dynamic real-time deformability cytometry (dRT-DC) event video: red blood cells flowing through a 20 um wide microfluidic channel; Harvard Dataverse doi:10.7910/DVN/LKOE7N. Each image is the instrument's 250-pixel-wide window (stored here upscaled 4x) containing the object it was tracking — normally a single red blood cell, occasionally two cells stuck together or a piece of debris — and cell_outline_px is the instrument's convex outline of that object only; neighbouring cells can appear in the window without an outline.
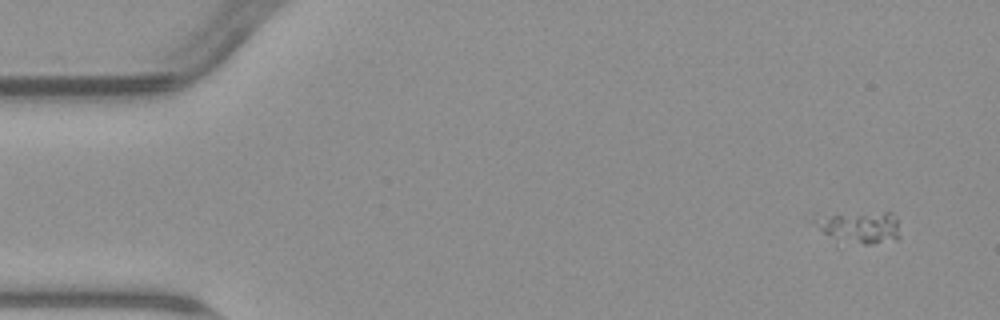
{"species": "common noctule bat (a hibernating species)", "species_latin": "Nyctalus noctula", "temperature_condition": "warm", "stored_images_in_passage": 7, "camera_frame_rate_fps": 3000, "um_per_image_px": 0.085, "animal": {"sex": "male", "body_mass_g": 23.1, "forearm_length_mm": 52.7}, "frame": {"image": 1, "passage_image": 1, "time_ms": 0.0, "image_size_px": [1000, 320], "cell_outline_px": [[900, 236], [896, 240], [868, 244], [864, 244], [832, 236], [824, 232], [812, 220], [832, 216], [884, 212], [892, 212], [896, 216]], "centroid_in_image_um": [73.26, 19.32], "position_along_channel_um": 11.7, "area_um2": 14.62}}
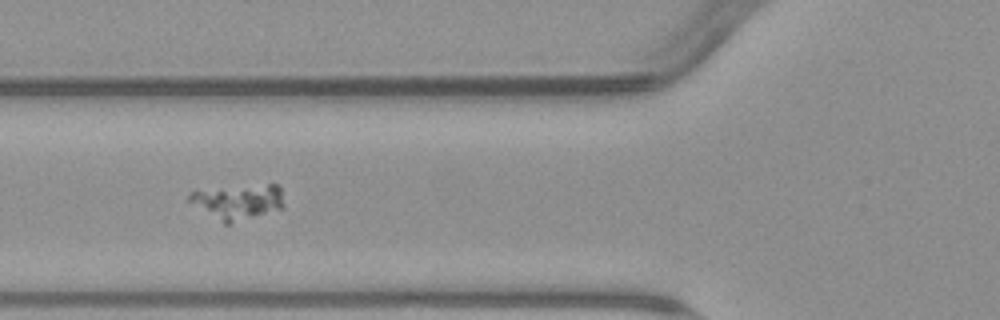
{"frame": {"image": 2, "passage_image": 5, "time_ms": 5.667, "image_size_px": [1000, 320], "cell_outline_px": [[284, 208], [228, 224], [224, 224], [188, 200], [188, 196], [192, 192], [268, 184], [276, 184], [280, 188], [284, 204]], "centroid_in_image_um": [20.3, 17.17], "position_along_channel_um": 105.5, "area_um2": 18.5}}
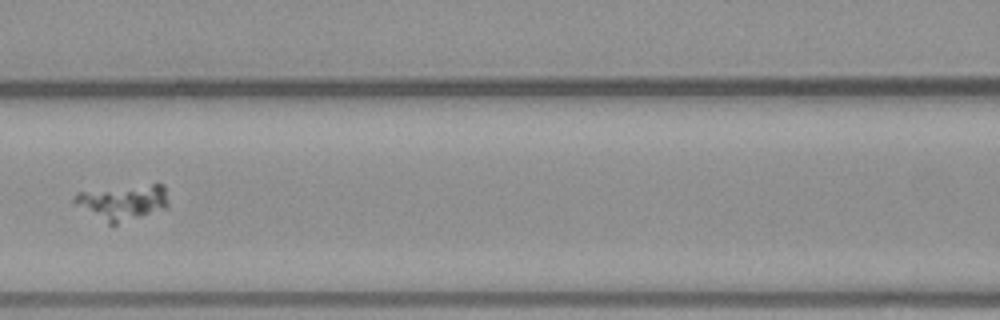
{"frame": {"image": 3, "passage_image": 6, "time_ms": 7.0, "image_size_px": [1000, 320], "cell_outline_px": [[168, 208], [116, 224], [108, 224], [76, 204], [72, 200], [76, 192], [152, 184], [164, 184], [168, 204]], "centroid_in_image_um": [10.46, 17.19], "position_along_channel_um": 156.1, "area_um2": 18.96}}